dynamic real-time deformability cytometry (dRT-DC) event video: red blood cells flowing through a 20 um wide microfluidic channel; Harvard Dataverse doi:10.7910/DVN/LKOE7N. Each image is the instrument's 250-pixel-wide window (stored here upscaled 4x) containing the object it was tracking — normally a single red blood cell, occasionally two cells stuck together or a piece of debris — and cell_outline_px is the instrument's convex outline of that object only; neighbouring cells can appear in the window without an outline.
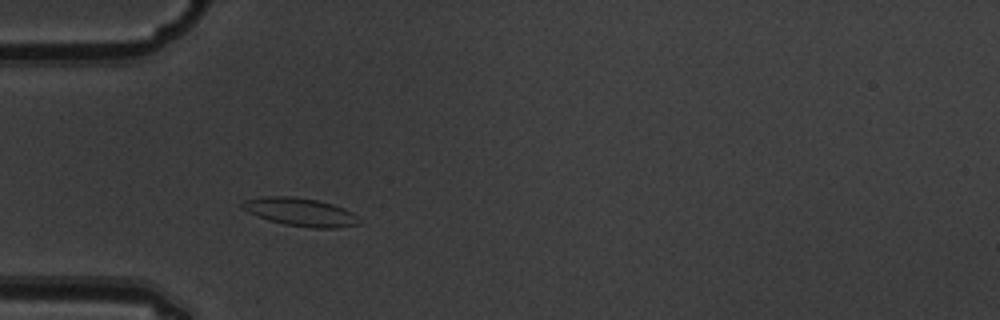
{"species": "common noctule bat (a hibernating species)", "species_latin": "Nyctalus noctula", "temperature_condition": "warm", "stored_images_in_passage": 4, "camera_frame_rate_fps": 3000, "um_per_image_px": 0.085, "animal": {"sex": "male", "body_mass_g": 19.5, "forearm_length_mm": 54.6}, "frame": {"image": 1, "passage_image": 2, "time_ms": 0.333, "image_size_px": [1000, 320], "cell_outline_px": [[360, 224], [332, 228], [312, 228], [284, 224], [268, 220], [248, 212], [240, 208], [240, 204], [244, 200], [264, 196], [292, 196], [316, 200], [332, 204], [344, 208], [352, 212], [356, 216]], "centroid_in_image_um": [25.48, 18.01], "position_along_channel_um": 59.5, "area_um2": 19.07}}
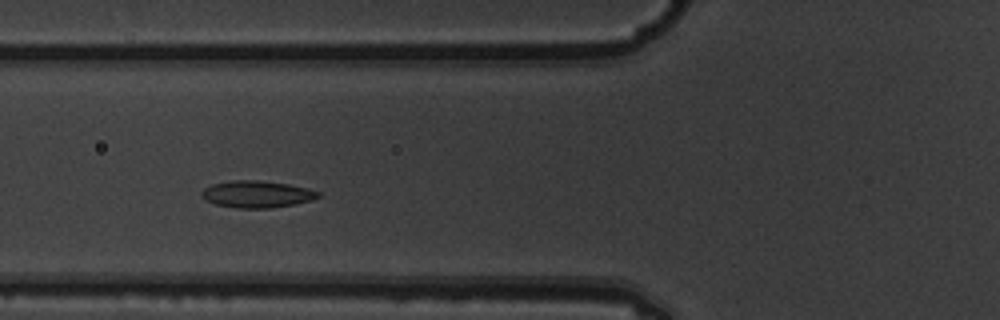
{"frame": {"image": 2, "passage_image": 3, "time_ms": 0.667, "image_size_px": [1000, 320], "cell_outline_px": [[320, 196], [312, 200], [296, 204], [272, 208], [236, 208], [216, 204], [200, 196], [200, 192], [204, 188], [212, 184], [232, 180], [256, 180], [288, 184], [308, 188], [320, 192]], "centroid_in_image_um": [21.84, 16.51], "position_along_channel_um": 104.0, "area_um2": 18.32}}
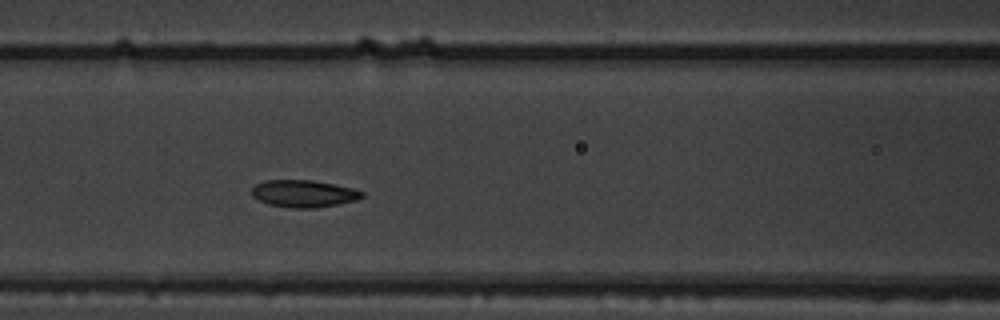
{"frame": {"image": 3, "passage_image": 4, "time_ms": 1.0, "image_size_px": [1000, 320], "cell_outline_px": [[364, 196], [356, 200], [340, 204], [316, 208], [292, 208], [268, 204], [252, 196], [252, 188], [256, 184], [264, 180], [312, 180], [352, 188], [364, 192]], "centroid_in_image_um": [25.82, 16.46], "position_along_channel_um": 140.8, "area_um2": 17.46}}